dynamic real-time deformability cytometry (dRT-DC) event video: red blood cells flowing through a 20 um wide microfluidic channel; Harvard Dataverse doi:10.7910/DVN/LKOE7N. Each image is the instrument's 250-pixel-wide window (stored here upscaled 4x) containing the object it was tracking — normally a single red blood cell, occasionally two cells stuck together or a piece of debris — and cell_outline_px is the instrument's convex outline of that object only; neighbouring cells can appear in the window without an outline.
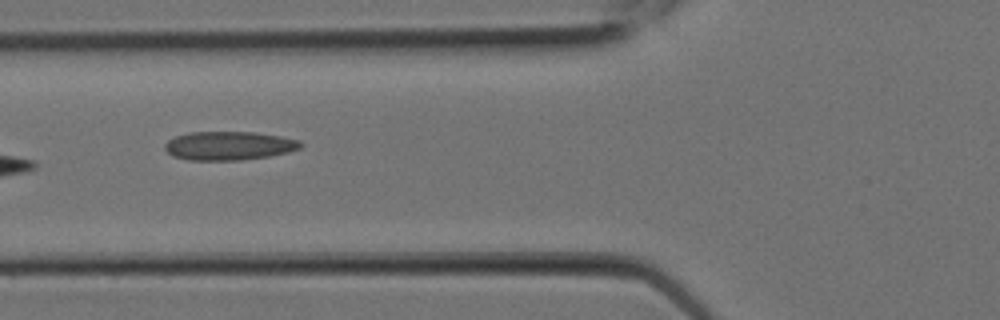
{"species": "Egyptian fruit bat (a non-hibernating species)", "species_latin": "Rousettus aegyptiacus", "temperature_condition": "room temperature", "stored_images_in_passage": 10, "camera_frame_rate_fps": 3000, "um_per_image_px": 0.085, "animal": {"sex": "female"}, "frame": {"image": 1, "passage_image": 9, "time_ms": 2.667, "image_size_px": [1000, 320], "cell_outline_px": [[304, 144], [300, 148], [288, 152], [268, 156], [240, 160], [188, 160], [172, 156], [164, 148], [164, 144], [168, 140], [176, 136], [188, 132], [256, 132], [280, 136], [300, 140]], "centroid_in_image_um": [19.45, 12.38], "position_along_channel_um": 106.3, "area_um2": 22.77}}